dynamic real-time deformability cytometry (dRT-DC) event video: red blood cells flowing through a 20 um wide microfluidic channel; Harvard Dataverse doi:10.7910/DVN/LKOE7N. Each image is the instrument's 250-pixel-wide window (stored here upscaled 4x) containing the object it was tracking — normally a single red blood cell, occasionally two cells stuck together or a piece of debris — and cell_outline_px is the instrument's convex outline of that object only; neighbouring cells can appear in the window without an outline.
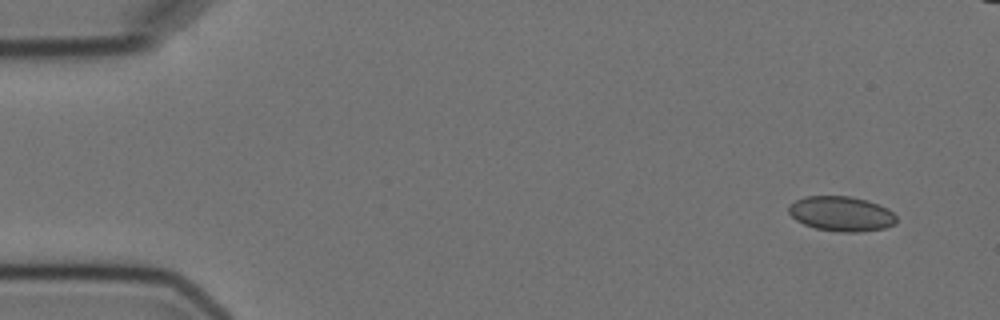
{"species": "Egyptian fruit bat (a non-hibernating species)", "species_latin": "Rousettus aegyptiacus", "temperature_condition": "cold", "stored_images_in_passage": 5, "camera_frame_rate_fps": 3000, "um_per_image_px": 0.085, "animal": {"sex": "female"}, "frame": {"image": 1, "passage_image": 1, "time_ms": 0.0, "image_size_px": [1000, 320], "cell_outline_px": [[896, 224], [884, 228], [860, 232], [840, 232], [816, 228], [804, 224], [796, 220], [788, 212], [788, 204], [804, 196], [848, 196], [864, 200], [888, 208], [896, 216]], "centroid_in_image_um": [71.49, 18.17], "position_along_channel_um": 13.5, "area_um2": 21.85}}